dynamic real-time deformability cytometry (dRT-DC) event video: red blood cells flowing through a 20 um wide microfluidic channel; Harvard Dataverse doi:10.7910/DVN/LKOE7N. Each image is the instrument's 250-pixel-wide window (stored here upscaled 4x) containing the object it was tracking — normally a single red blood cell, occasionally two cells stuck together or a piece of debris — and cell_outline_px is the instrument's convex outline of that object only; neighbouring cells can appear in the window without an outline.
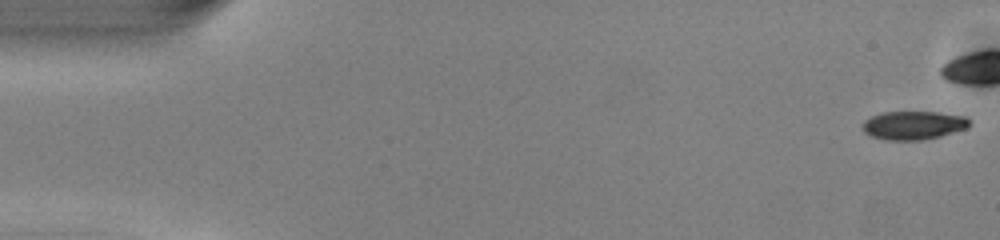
{"species": "common noctule bat (a hibernating species)", "species_latin": "Nyctalus noctula", "temperature_condition": "warm", "stored_images_in_passage": 21, "camera_frame_rate_fps": 3000, "um_per_image_px": 0.085, "animal": {"sex": "male", "body_mass_g": 13.0, "forearm_length_mm": 53.1}, "frame": {"image": 1, "passage_image": 1, "time_ms": 0.0, "image_size_px": [1000, 240], "cell_outline_px": [[972, 124], [968, 128], [940, 136], [920, 140], [884, 140], [872, 136], [864, 132], [860, 124], [864, 120], [872, 116], [884, 112], [936, 112], [968, 116], [972, 120]], "centroid_in_image_um": [77.68, 10.64], "position_along_channel_um": 7.3, "area_um2": 18.03}}
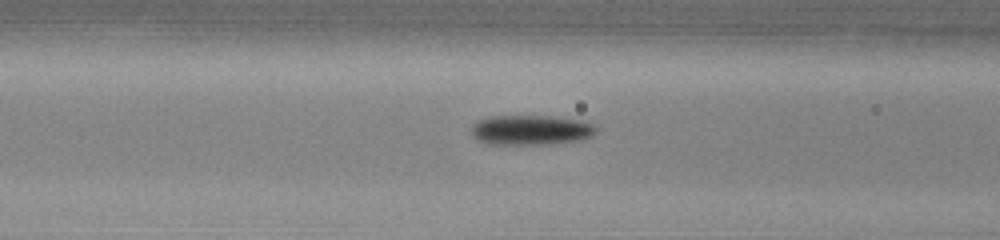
{"frame": {"image": 2, "passage_image": 20, "time_ms": 6.333, "image_size_px": [1000, 240], "cell_outline_px": [[596, 132], [592, 136], [580, 140], [556, 144], [484, 144], [476, 140], [472, 136], [472, 124], [488, 116], [552, 116], [584, 120], [592, 124], [596, 128]], "centroid_in_image_um": [45.12, 11.06], "position_along_channel_um": 121.5, "area_um2": 22.08}}